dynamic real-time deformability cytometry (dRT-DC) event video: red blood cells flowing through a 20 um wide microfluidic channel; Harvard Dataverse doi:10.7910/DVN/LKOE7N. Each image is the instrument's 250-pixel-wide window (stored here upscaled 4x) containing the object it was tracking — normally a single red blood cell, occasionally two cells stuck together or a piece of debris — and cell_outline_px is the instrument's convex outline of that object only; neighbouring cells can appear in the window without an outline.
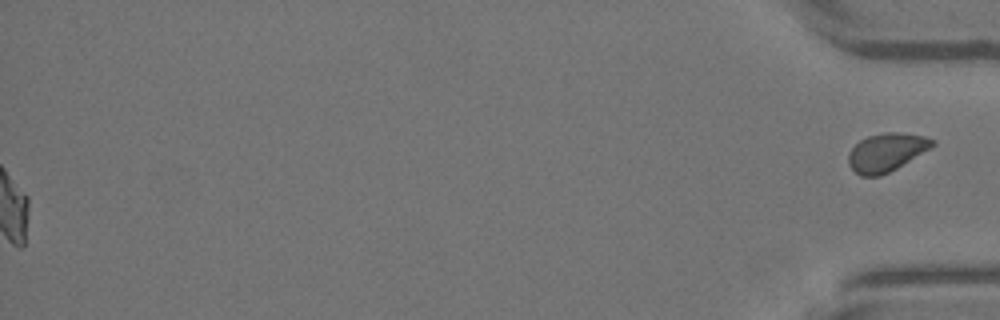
{"species": "Egyptian fruit bat (a non-hibernating species)", "species_latin": "Rousettus aegyptiacus", "temperature_condition": "warm", "stored_images_in_passage": 40, "segment_of_instrument_passage": [2, 2], "camera_frame_rate_fps": 3000, "um_per_image_px": 0.085, "animal": {"sex": "female"}, "frame": {"image": 1, "passage_image": 40, "time_ms": 13.0, "image_size_px": [1000, 320], "cell_outline_px": [[936, 144], [932, 148], [896, 168], [880, 176], [860, 176], [848, 164], [848, 152], [860, 140], [868, 136], [888, 132], [900, 132], [924, 136], [936, 140]], "centroid_in_image_um": [75.37, 12.94], "position_along_channel_um": 359.8, "area_um2": 18.73}}